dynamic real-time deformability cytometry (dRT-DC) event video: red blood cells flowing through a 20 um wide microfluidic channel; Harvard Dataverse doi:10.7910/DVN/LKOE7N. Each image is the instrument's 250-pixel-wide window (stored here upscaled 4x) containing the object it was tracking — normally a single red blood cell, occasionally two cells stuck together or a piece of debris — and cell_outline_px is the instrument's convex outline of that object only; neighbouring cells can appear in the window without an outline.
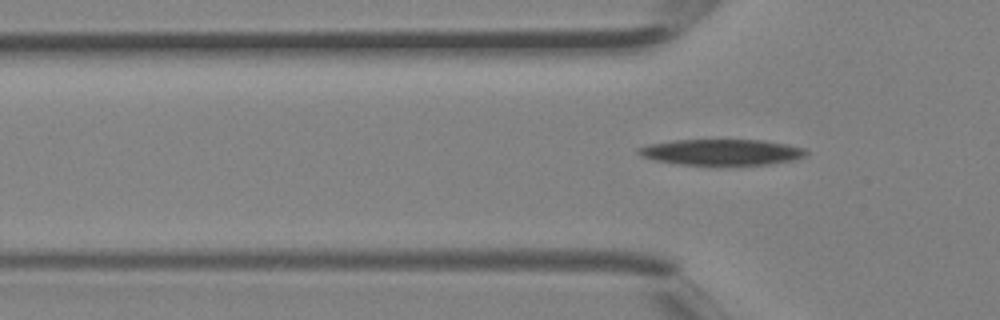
{"species": "Egyptian fruit bat (a non-hibernating species)", "species_latin": "Rousettus aegyptiacus", "temperature_condition": "room temperature", "stored_images_in_passage": 4, "camera_frame_rate_fps": 3000, "um_per_image_px": 0.085, "animal": {"sex": "female"}, "frame": {"image": 1, "passage_image": 4, "time_ms": 1.0, "image_size_px": [1000, 320], "cell_outline_px": [[808, 152], [804, 156], [792, 160], [768, 164], [680, 164], [652, 160], [640, 156], [636, 152], [636, 148], [648, 144], [672, 140], [760, 140], [788, 144], [804, 148]], "centroid_in_image_um": [61.26, 12.92], "position_along_channel_um": 64.5, "area_um2": 25.2}}